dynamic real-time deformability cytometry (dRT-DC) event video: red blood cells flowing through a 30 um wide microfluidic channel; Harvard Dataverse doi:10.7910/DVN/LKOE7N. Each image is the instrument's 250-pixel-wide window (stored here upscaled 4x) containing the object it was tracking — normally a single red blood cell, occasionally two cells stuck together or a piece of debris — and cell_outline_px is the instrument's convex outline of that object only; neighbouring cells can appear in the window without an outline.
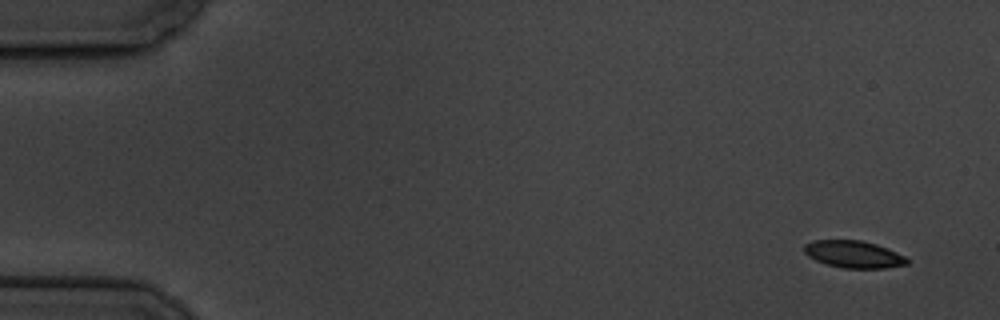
{"species": "common noctule bat (a hibernating species)", "species_latin": "Nyctalus noctula", "temperature_condition": "cold", "stored_images_in_passage": 6, "camera_frame_rate_fps": 3000, "um_per_image_px": 0.085, "animal": {"sex": "male", "body_mass_g": 19.5, "forearm_length_mm": 54.6}, "frame": {"image": 1, "passage_image": 1, "time_ms": 0.0, "image_size_px": [1000, 320], "cell_outline_px": [[908, 264], [884, 268], [840, 268], [816, 260], [808, 256], [804, 252], [804, 244], [812, 240], [860, 240], [876, 244], [888, 248], [904, 256], [908, 260]], "centroid_in_image_um": [72.54, 21.61], "position_along_channel_um": 12.5, "area_um2": 16.24}}